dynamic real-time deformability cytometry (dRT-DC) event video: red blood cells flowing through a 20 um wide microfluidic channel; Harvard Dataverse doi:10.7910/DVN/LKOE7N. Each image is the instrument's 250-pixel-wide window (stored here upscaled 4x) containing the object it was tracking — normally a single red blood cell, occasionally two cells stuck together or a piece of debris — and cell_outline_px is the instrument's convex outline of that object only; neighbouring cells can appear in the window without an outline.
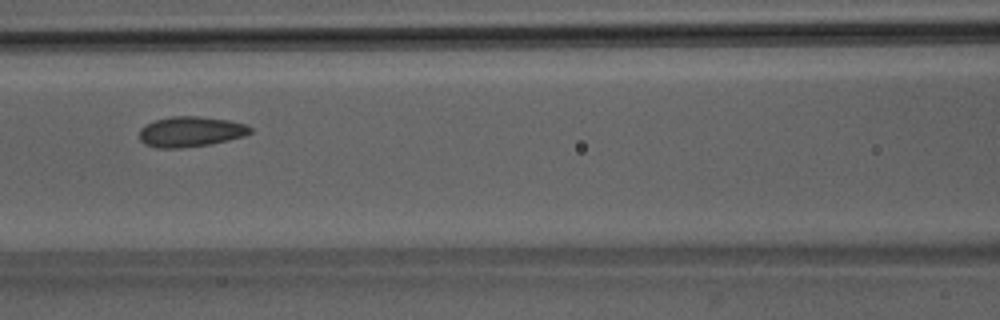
{"species": "Egyptian fruit bat (a non-hibernating species)", "species_latin": "Rousettus aegyptiacus", "temperature_condition": "room temperature", "stored_images_in_passage": 5, "camera_frame_rate_fps": 3000, "um_per_image_px": 0.085, "animal": {"sex": "male"}, "frame": {"image": 1, "passage_image": 5, "time_ms": 5.333, "image_size_px": [1000, 320], "cell_outline_px": [[252, 132], [244, 136], [212, 144], [180, 148], [156, 148], [144, 144], [140, 140], [140, 128], [144, 124], [156, 120], [172, 116], [196, 116], [228, 120], [248, 124], [252, 128]], "centroid_in_image_um": [16.2, 11.19], "position_along_channel_um": 150.4, "area_um2": 19.77}}